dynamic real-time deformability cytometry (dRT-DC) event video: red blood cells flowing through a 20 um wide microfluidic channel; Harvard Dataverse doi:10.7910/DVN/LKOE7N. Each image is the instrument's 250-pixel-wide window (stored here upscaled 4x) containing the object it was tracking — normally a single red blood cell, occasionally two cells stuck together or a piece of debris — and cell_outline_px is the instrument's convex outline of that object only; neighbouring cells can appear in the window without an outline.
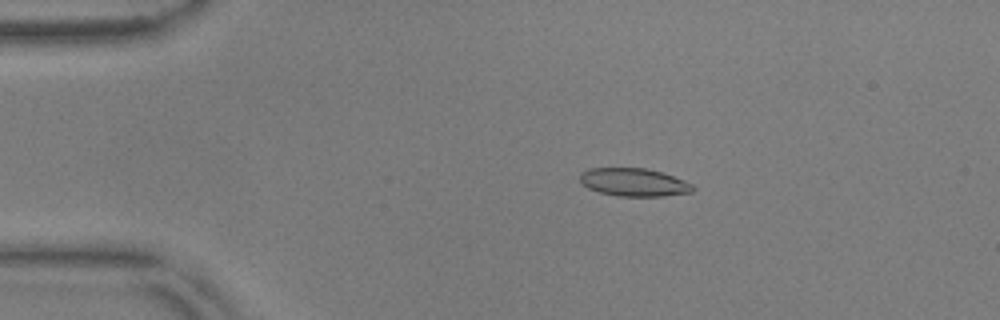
{"species": "common noctule bat (a hibernating species)", "species_latin": "Nyctalus noctula", "temperature_condition": "warm", "stored_images_in_passage": 55, "camera_frame_rate_fps": 3000, "um_per_image_px": 0.085, "animal": {"sex": "male", "body_mass_g": 17.9, "forearm_length_mm": 54.2}, "frame": {"image": 1, "passage_image": 11, "time_ms": 3.333, "image_size_px": [1000, 320], "cell_outline_px": [[696, 188], [692, 192], [664, 196], [616, 196], [600, 192], [588, 188], [580, 180], [580, 172], [588, 168], [644, 168], [660, 172], [684, 180], [692, 184]], "centroid_in_image_um": [53.88, 15.49], "position_along_channel_um": 31.1, "area_um2": 18.38}}
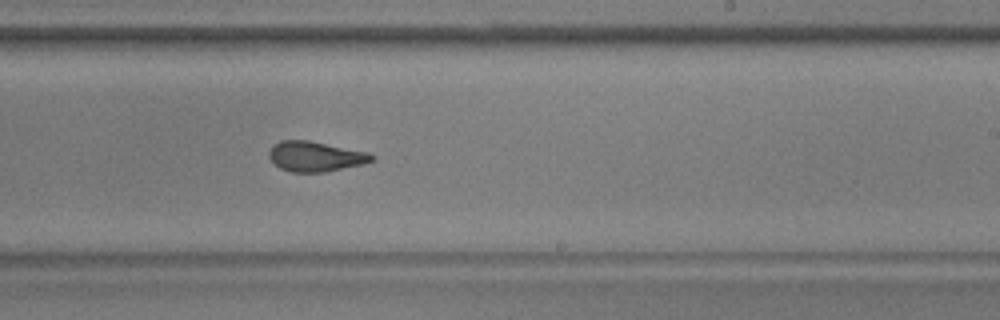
{"frame": {"image": 2, "passage_image": 34, "time_ms": 11.0, "image_size_px": [1000, 320], "cell_outline_px": [[376, 160], [364, 164], [324, 172], [292, 172], [280, 168], [268, 156], [268, 152], [272, 144], [280, 140], [308, 140], [368, 152], [376, 156]], "centroid_in_image_um": [26.82, 13.29], "position_along_channel_um": 262.2, "area_um2": 18.15}}
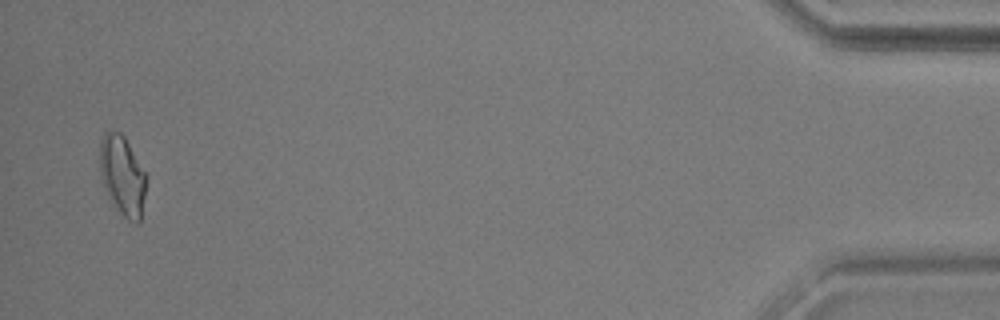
{"frame": {"image": 3, "passage_image": 54, "time_ms": 17.667, "image_size_px": [1000, 320], "cell_outline_px": [[148, 176], [140, 220], [136, 224], [128, 220], [112, 204], [108, 196], [100, 172], [100, 140], [104, 132], [120, 132], [124, 136]], "centroid_in_image_um": [10.42, 14.93], "position_along_channel_um": 424.8, "area_um2": 21.5}, "authors_computed_cell_mechanics": {"area_um2": 18.7272, "velocity_mm_per_s": 3.6656, "shape_relaxation_time_tau1_ms": 10.4457, "shape_relaxation_time_tau2_ms": 1.3323, "deformation_change_tau1": 0.2269, "deformation_change_tau2": 0.0863}}